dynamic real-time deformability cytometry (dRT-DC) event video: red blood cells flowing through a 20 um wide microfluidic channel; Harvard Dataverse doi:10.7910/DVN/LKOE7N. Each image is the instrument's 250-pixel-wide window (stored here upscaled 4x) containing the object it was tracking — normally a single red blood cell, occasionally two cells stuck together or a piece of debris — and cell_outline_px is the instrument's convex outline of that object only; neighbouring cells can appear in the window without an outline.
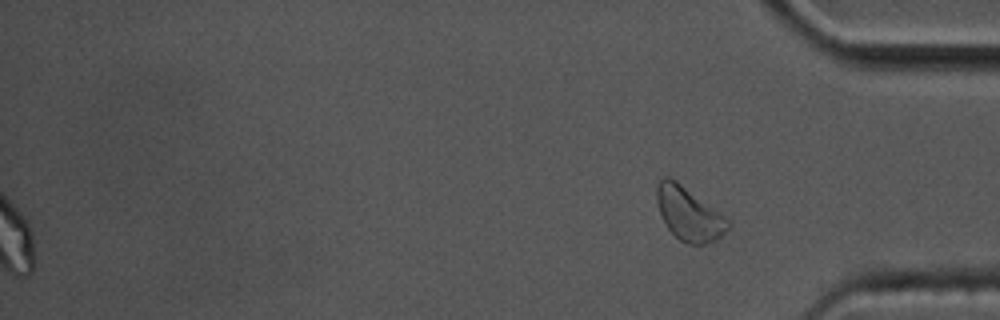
{"species": "common noctule bat (a hibernating species)", "species_latin": "Nyctalus noctula", "temperature_condition": "cold", "stored_images_in_passage": 57, "segment_of_instrument_passage": [2, 2], "camera_frame_rate_fps": 3000, "um_per_image_px": 0.085, "animal": {"sex": "male", "body_mass_g": 17.5, "forearm_length_mm": 52.3}, "frame": {"image": 1, "passage_image": 57, "time_ms": 18.667, "image_size_px": [1000, 320], "cell_outline_px": [[732, 224], [716, 240], [704, 244], [688, 244], [680, 240], [668, 228], [660, 212], [656, 200], [656, 188], [660, 180], [664, 176], [668, 176], [676, 180], [724, 216]], "centroid_in_image_um": [58.54, 18.17], "position_along_channel_um": 376.7, "area_um2": 21.73}}